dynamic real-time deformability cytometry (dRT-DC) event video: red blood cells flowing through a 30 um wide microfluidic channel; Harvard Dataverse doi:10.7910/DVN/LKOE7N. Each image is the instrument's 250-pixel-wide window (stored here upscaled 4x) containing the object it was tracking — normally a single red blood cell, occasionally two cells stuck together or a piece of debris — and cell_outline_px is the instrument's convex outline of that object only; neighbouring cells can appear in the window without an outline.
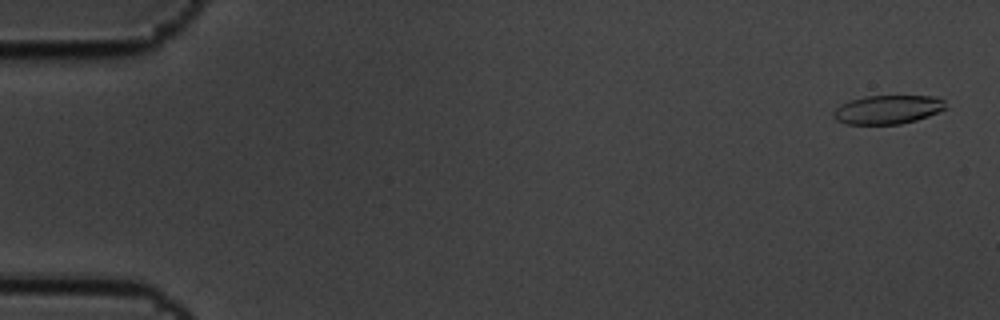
{"species": "common noctule bat (a hibernating species)", "species_latin": "Nyctalus noctula", "temperature_condition": "cold", "stored_images_in_passage": 59, "camera_frame_rate_fps": 3000, "um_per_image_px": 0.085, "animal": {"sex": "male", "body_mass_g": 19.5, "forearm_length_mm": 54.6}, "frame": {"image": 1, "passage_image": 2, "time_ms": 0.333, "image_size_px": [1000, 320], "cell_outline_px": [[948, 108], [928, 116], [916, 120], [900, 124], [844, 124], [836, 120], [832, 116], [832, 112], [840, 104], [848, 100], [864, 96], [936, 96], [944, 100]], "centroid_in_image_um": [75.44, 9.31], "position_along_channel_um": 9.6, "area_um2": 19.07}}
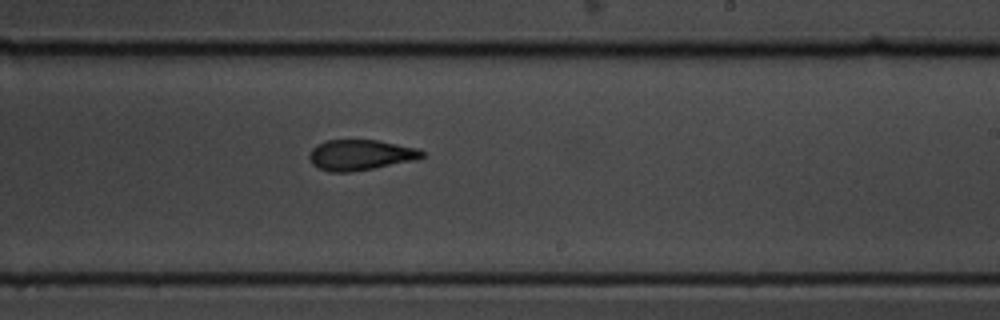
{"frame": {"image": 2, "passage_image": 36, "time_ms": 11.667, "image_size_px": [1000, 320], "cell_outline_px": [[424, 156], [412, 160], [352, 172], [328, 172], [312, 164], [308, 160], [308, 156], [312, 148], [316, 144], [324, 140], [376, 140], [416, 148], [424, 152]], "centroid_in_image_um": [30.55, 13.16], "position_along_channel_um": 258.5, "area_um2": 19.88}}
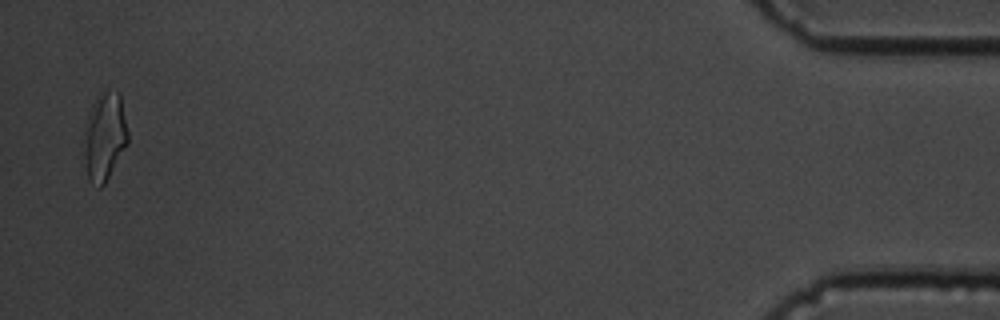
{"frame": {"image": 3, "passage_image": 58, "time_ms": 19.0, "image_size_px": [1000, 320], "cell_outline_px": [[128, 144], [104, 184], [100, 188], [88, 180], [80, 144], [88, 116], [92, 104], [96, 96], [104, 92], [120, 92], [128, 132]], "centroid_in_image_um": [8.85, 11.65], "position_along_channel_um": 426.4, "area_um2": 23.0}, "authors_computed_cell_mechanics": {"area_um2": 20.4612, "velocity_mm_per_s": 3.4324, "shape_relaxation_time_tau1_ms": 6.5104, "shape_relaxation_time_tau2_ms": 3.6993, "deformation_change_tau1": 0.1867, "deformation_change_tau2": 0.1221}}